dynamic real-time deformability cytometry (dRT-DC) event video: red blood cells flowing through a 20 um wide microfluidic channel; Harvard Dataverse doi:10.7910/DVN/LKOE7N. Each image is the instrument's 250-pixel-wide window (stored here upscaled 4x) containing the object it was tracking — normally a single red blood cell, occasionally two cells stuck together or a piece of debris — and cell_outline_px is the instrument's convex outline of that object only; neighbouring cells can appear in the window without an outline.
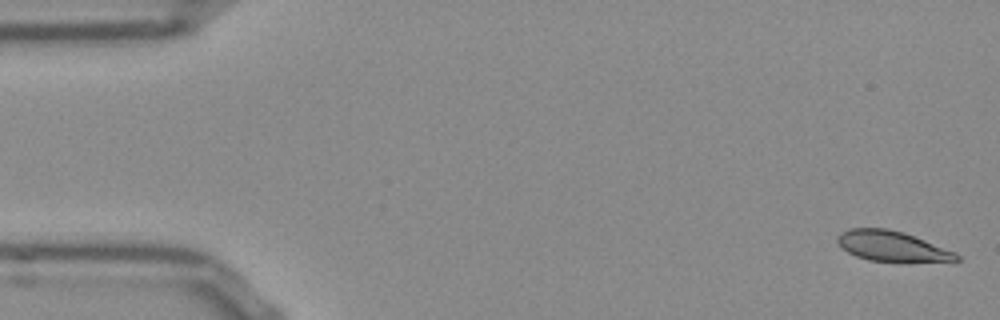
{"species": "Egyptian fruit bat (a non-hibernating species)", "species_latin": "Rousettus aegyptiacus", "temperature_condition": "room temperature", "stored_images_in_passage": 52, "camera_frame_rate_fps": 3000, "um_per_image_px": 0.085, "frame": {"image": 1, "passage_image": 1, "time_ms": 0.0, "image_size_px": [1000, 320], "cell_outline_px": [[960, 260], [868, 260], [856, 256], [848, 252], [836, 240], [836, 236], [840, 232], [848, 228], [888, 228], [904, 232], [924, 240], [952, 252], [960, 256]], "centroid_in_image_um": [75.69, 20.88], "position_along_channel_um": 9.3, "area_um2": 20.11}}
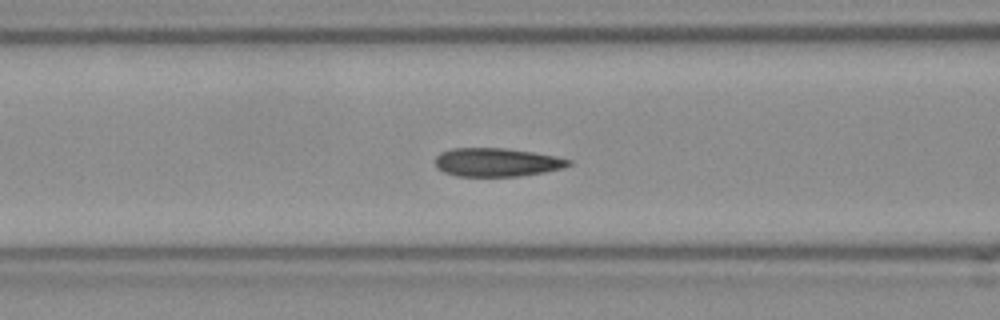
{"frame": {"image": 2, "passage_image": 20, "time_ms": 6.333, "image_size_px": [1000, 320], "cell_outline_px": [[572, 164], [564, 168], [544, 172], [520, 176], [456, 176], [444, 172], [436, 168], [436, 156], [440, 152], [452, 148], [504, 148], [532, 152], [556, 156], [572, 160]], "centroid_in_image_um": [42.23, 13.79], "position_along_channel_um": 124.4, "area_um2": 22.25}}
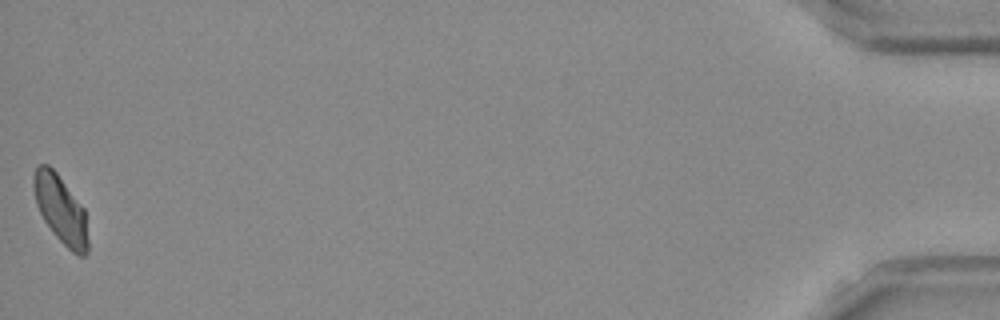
{"frame": {"image": 3, "passage_image": 52, "time_ms": 17.0, "image_size_px": [1000, 320], "cell_outline_px": [[88, 252], [84, 256], [80, 256], [72, 252], [52, 232], [44, 220], [36, 204], [32, 188], [32, 176], [36, 168], [40, 164], [48, 164], [56, 172], [84, 208], [88, 240]], "centroid_in_image_um": [5.14, 17.79], "position_along_channel_um": 430.1, "area_um2": 21.5}, "authors_computed_cell_mechanics": {"area_um2": 21.7906, "velocity_mm_per_s": 3.8243, "shape_relaxation_time_tau1_ms": 8.5748, "shape_relaxation_time_tau2_ms": 1.2317, "deformation_change_tau1": 0.1763, "deformation_change_tau2": 0.0564}}